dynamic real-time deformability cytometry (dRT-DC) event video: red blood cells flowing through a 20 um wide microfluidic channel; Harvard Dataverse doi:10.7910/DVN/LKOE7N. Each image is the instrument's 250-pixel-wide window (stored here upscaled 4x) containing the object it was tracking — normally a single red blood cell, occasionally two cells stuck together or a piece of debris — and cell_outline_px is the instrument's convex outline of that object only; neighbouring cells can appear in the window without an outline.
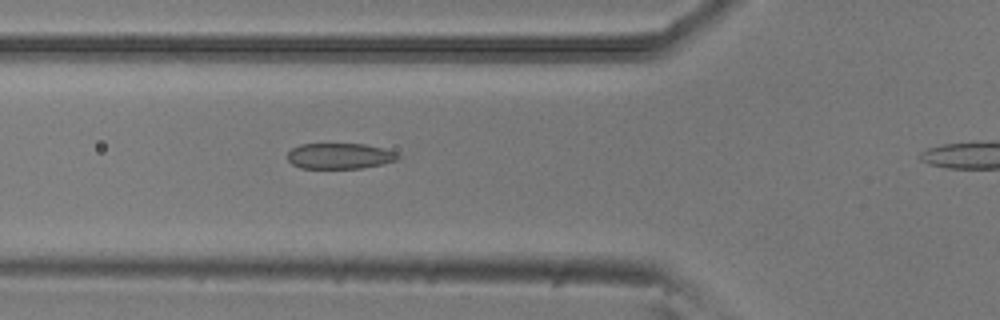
{"species": "common noctule bat (a hibernating species)", "species_latin": "Nyctalus noctula", "temperature_condition": "room temperature", "stored_images_in_passage": 6, "segment_of_instrument_passage": [1, 2], "camera_frame_rate_fps": 3000, "um_per_image_px": 0.085, "animal": {"sex": "male", "body_mass_g": 20.5, "forearm_length_mm": 52.5}, "frame": {"image": 1, "passage_image": 5, "time_ms": 1.333, "image_size_px": [1000, 320], "cell_outline_px": [[400, 160], [384, 164], [360, 168], [300, 168], [292, 164], [288, 160], [288, 152], [292, 148], [300, 144], [364, 144], [384, 148], [396, 152], [400, 156]], "centroid_in_image_um": [28.91, 13.26], "position_along_channel_um": 96.9, "area_um2": 16.7}}